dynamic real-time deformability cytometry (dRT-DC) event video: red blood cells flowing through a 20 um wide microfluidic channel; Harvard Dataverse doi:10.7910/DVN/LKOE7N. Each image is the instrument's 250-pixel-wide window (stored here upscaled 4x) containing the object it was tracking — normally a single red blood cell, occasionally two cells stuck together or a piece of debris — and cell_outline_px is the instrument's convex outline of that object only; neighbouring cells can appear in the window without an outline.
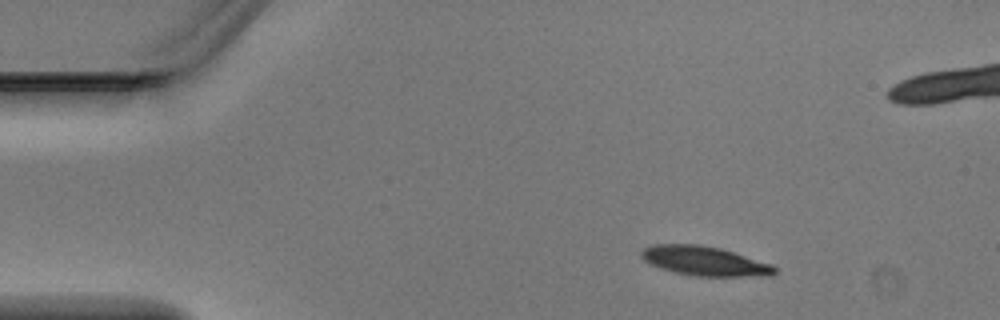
{"species": "Egyptian fruit bat (a non-hibernating species)", "species_latin": "Rousettus aegyptiacus", "temperature_condition": "warm", "stored_images_in_passage": 3, "camera_frame_rate_fps": 3000, "um_per_image_px": 0.085, "animal": {"sex": "male"}, "frame": {"image": 1, "passage_image": 1, "time_ms": 0.0, "image_size_px": [1000, 320], "cell_outline_px": [[776, 272], [772, 276], [696, 276], [676, 272], [660, 268], [644, 260], [640, 256], [640, 252], [644, 248], [656, 244], [700, 244], [720, 248], [772, 264], [776, 268]], "centroid_in_image_um": [59.9, 22.18], "position_along_channel_um": 25.1, "area_um2": 22.72}}